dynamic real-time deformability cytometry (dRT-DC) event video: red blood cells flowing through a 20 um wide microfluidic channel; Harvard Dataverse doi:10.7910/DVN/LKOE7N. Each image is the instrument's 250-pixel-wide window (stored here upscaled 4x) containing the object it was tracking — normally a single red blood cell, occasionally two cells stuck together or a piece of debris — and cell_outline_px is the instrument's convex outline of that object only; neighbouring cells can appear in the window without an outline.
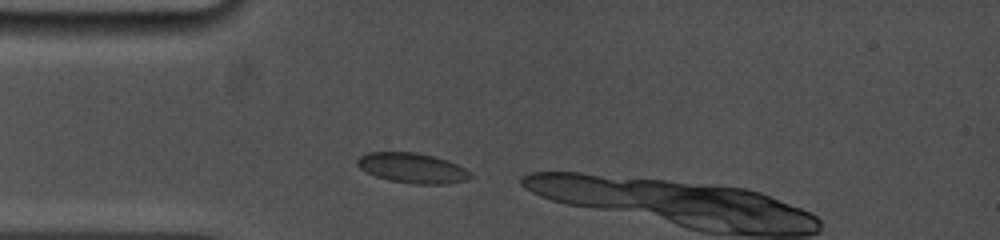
{"species": "common noctule bat (a hibernating species)", "species_latin": "Nyctalus noctula", "temperature_condition": "cold", "stored_images_in_passage": 5, "camera_frame_rate_fps": 5000, "um_per_image_px": 0.085, "animal": {"sex": "female", "body_mass_g": 19.0, "forearm_length_mm": 53.3}, "frame": {"image": 1, "passage_image": 2, "time_ms": 0.4, "image_size_px": [1000, 240], "cell_outline_px": [[472, 176], [468, 180], [448, 184], [412, 184], [392, 180], [376, 176], [360, 168], [356, 164], [356, 160], [360, 156], [368, 152], [416, 152], [448, 160], [472, 172]], "centroid_in_image_um": [35.08, 14.28], "position_along_channel_um": 49.9, "area_um2": 19.83}}